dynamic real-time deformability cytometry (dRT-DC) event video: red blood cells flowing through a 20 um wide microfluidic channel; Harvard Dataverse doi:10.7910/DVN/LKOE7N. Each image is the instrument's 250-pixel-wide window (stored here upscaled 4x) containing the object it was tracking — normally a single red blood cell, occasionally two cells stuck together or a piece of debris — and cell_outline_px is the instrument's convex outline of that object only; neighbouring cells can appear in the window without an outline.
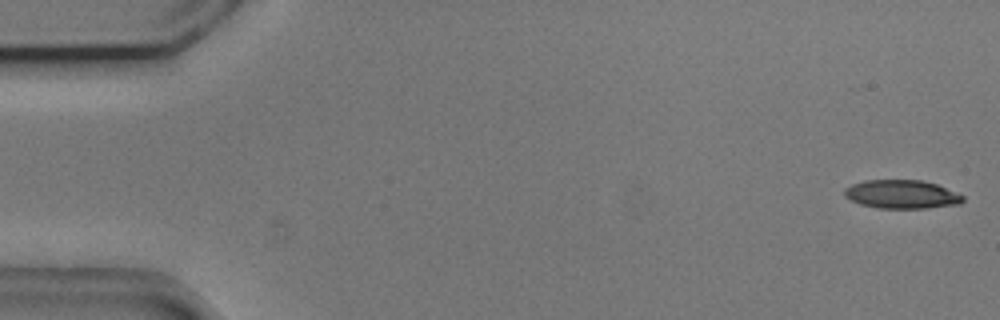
{"species": "common noctule bat (a hibernating species)", "species_latin": "Nyctalus noctula", "temperature_condition": "cold", "stored_images_in_passage": 54, "camera_frame_rate_fps": 3000, "um_per_image_px": 0.085, "animal": {"sex": "male", "body_mass_g": 20.5, "forearm_length_mm": 52.5}, "frame": {"image": 1, "passage_image": 1, "time_ms": 0.0, "image_size_px": [1000, 320], "cell_outline_px": [[964, 200], [960, 204], [928, 208], [876, 208], [860, 204], [844, 196], [844, 188], [852, 184], [864, 180], [920, 180], [936, 184], [964, 196]], "centroid_in_image_um": [76.63, 16.52], "position_along_channel_um": 8.4, "area_um2": 19.71}}
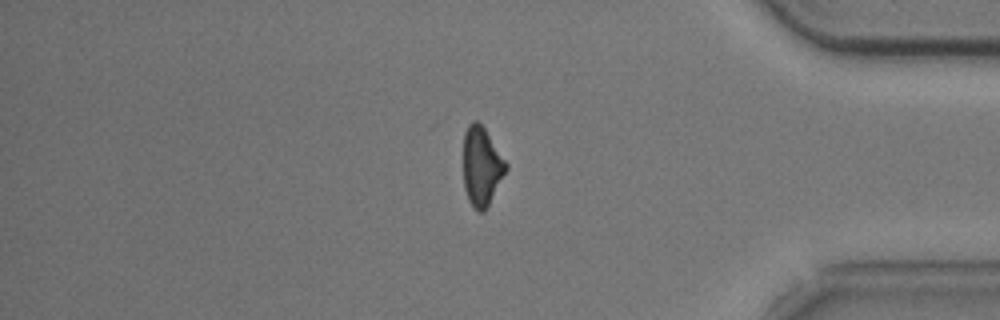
{"frame": {"image": 2, "passage_image": 45, "time_ms": 14.667, "image_size_px": [1000, 320], "cell_outline_px": [[508, 168], [484, 212], [476, 212], [472, 208], [468, 200], [464, 188], [464, 132], [468, 124], [472, 120], [476, 120], [484, 128], [508, 164]], "centroid_in_image_um": [40.92, 14.16], "position_along_channel_um": 394.3, "area_um2": 19.59}}
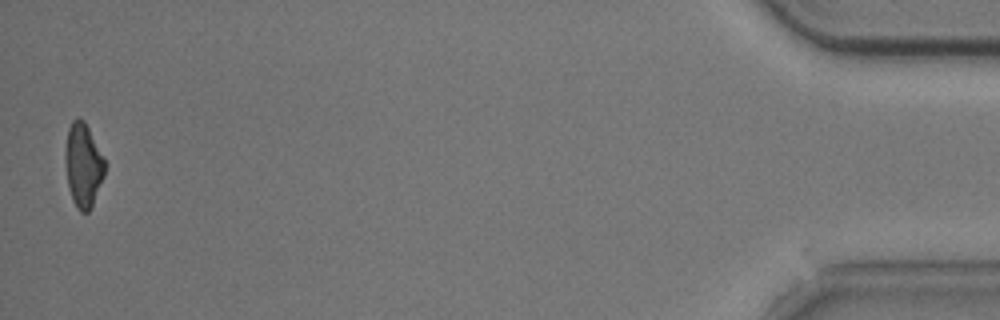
{"frame": {"image": 3, "passage_image": 53, "time_ms": 17.333, "image_size_px": [1000, 320], "cell_outline_px": [[104, 176], [92, 208], [88, 212], [80, 212], [76, 208], [72, 200], [68, 188], [64, 160], [64, 152], [68, 128], [72, 120], [76, 116], [84, 120], [104, 156]], "centroid_in_image_um": [7.05, 14.04], "position_along_channel_um": 428.1, "area_um2": 19.77}, "authors_computed_cell_mechanics": {"area_um2": 20.808, "velocity_mm_per_s": 3.7289, "shape_relaxation_time_tau1_ms": 4.9915, "shape_relaxation_time_tau2_ms": null, "deformation_change_tau1": 0.1389, "deformation_change_tau2": null}}